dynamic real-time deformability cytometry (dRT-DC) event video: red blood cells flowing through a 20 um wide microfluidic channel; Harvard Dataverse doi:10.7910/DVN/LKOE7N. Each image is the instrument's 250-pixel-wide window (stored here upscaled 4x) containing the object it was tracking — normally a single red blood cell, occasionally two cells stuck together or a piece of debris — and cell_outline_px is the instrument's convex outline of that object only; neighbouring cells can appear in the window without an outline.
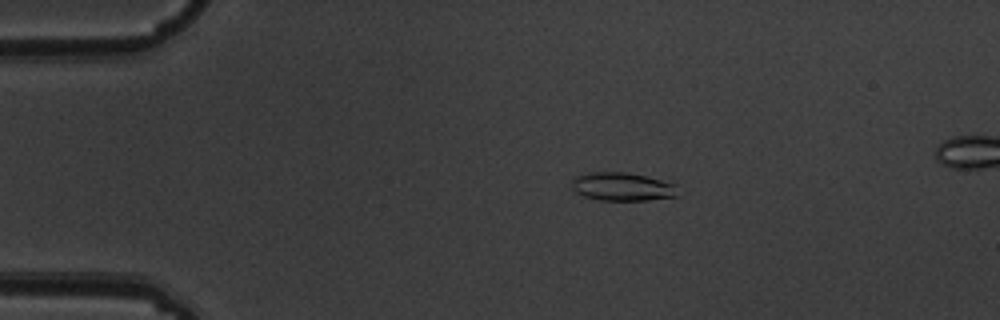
{"species": "common noctule bat (a hibernating species)", "species_latin": "Nyctalus noctula", "temperature_condition": "warm", "stored_images_in_passage": 7, "camera_frame_rate_fps": 3000, "um_per_image_px": 0.085, "animal": {"sex": "male", "body_mass_g": 19.5, "forearm_length_mm": 54.6}, "frame": {"image": 1, "passage_image": 3, "time_ms": 0.667, "image_size_px": [1000, 320], "cell_outline_px": [[676, 196], [648, 200], [600, 200], [584, 196], [576, 192], [572, 188], [572, 180], [576, 176], [592, 172], [628, 172], [676, 184]], "centroid_in_image_um": [52.86, 15.87], "position_along_channel_um": 32.1, "area_um2": 17.28}}
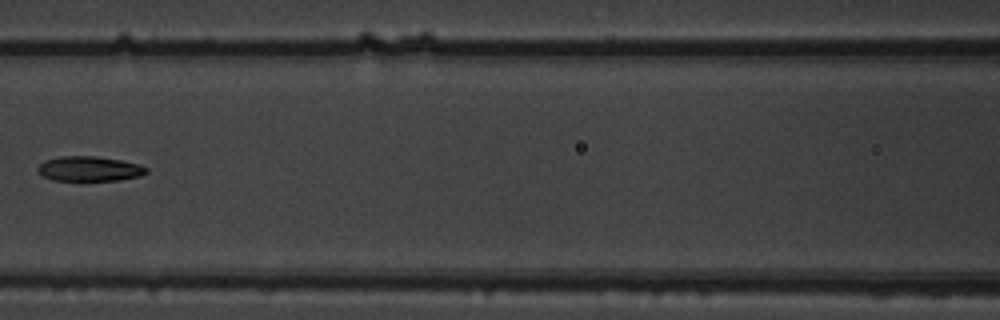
{"frame": {"image": 2, "passage_image": 7, "time_ms": 2.0, "image_size_px": [1000, 320], "cell_outline_px": [[148, 172], [140, 176], [120, 180], [80, 184], [52, 180], [36, 172], [36, 168], [44, 160], [60, 156], [96, 156], [120, 160], [140, 164], [148, 168]], "centroid_in_image_um": [7.56, 14.4], "position_along_channel_um": 159.0, "area_um2": 16.82}}